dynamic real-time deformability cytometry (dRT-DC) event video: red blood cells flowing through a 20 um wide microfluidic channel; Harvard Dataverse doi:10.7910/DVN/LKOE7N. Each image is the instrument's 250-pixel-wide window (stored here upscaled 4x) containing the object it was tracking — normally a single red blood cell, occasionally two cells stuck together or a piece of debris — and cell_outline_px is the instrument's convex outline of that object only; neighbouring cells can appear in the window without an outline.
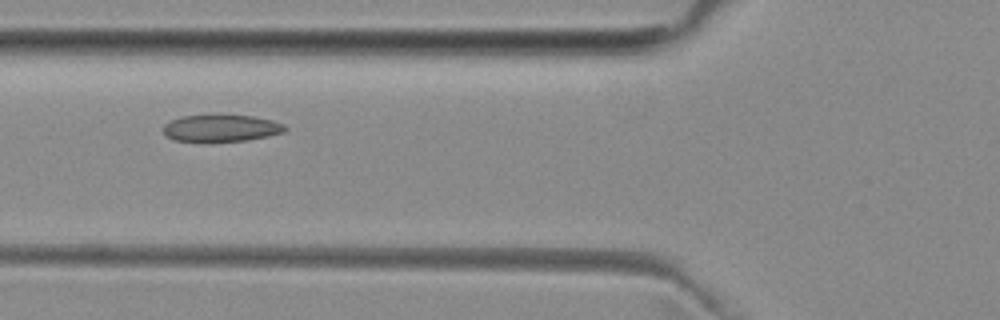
{"species": "common noctule bat (a hibernating species)", "species_latin": "Nyctalus noctula", "temperature_condition": "room temperature", "stored_images_in_passage": 3, "camera_frame_rate_fps": 3000, "um_per_image_px": 0.085, "animal": {"sex": "female", "body_mass_g": 29.2, "forearm_length_mm": 56.3}, "frame": {"image": 1, "passage_image": 3, "time_ms": 2.0, "image_size_px": [1000, 320], "cell_outline_px": [[288, 128], [284, 132], [268, 136], [248, 140], [208, 144], [204, 144], [172, 140], [164, 132], [164, 124], [172, 120], [184, 116], [212, 112], [252, 116], [272, 120], [284, 124]], "centroid_in_image_um": [18.77, 10.9], "position_along_channel_um": 107.0, "area_um2": 20.52}}